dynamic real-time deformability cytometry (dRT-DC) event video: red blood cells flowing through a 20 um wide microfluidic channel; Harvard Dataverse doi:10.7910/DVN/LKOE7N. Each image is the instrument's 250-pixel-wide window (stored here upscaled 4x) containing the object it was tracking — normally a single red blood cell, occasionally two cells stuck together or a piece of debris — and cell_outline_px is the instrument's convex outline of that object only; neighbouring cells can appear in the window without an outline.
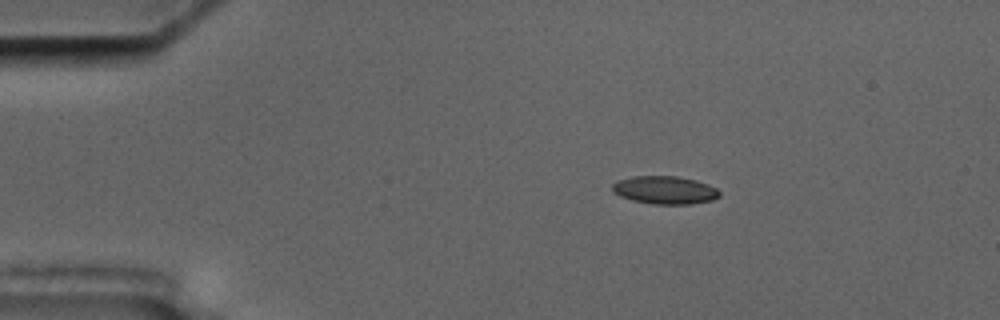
{"species": "common noctule bat (a hibernating species)", "species_latin": "Nyctalus noctula", "temperature_condition": "cold", "stored_images_in_passage": 4, "camera_frame_rate_fps": 3000, "um_per_image_px": 0.085, "animal": {"sex": "male", "body_mass_g": 17.5, "forearm_length_mm": 52.3}, "frame": {"image": 1, "passage_image": 2, "time_ms": 2.0, "image_size_px": [1000, 320], "cell_outline_px": [[720, 196], [712, 200], [692, 204], [652, 204], [632, 200], [620, 196], [612, 192], [612, 184], [616, 180], [632, 176], [676, 176], [696, 180], [708, 184], [716, 188], [720, 192]], "centroid_in_image_um": [56.49, 16.15], "position_along_channel_um": 28.5, "area_um2": 17.63}}